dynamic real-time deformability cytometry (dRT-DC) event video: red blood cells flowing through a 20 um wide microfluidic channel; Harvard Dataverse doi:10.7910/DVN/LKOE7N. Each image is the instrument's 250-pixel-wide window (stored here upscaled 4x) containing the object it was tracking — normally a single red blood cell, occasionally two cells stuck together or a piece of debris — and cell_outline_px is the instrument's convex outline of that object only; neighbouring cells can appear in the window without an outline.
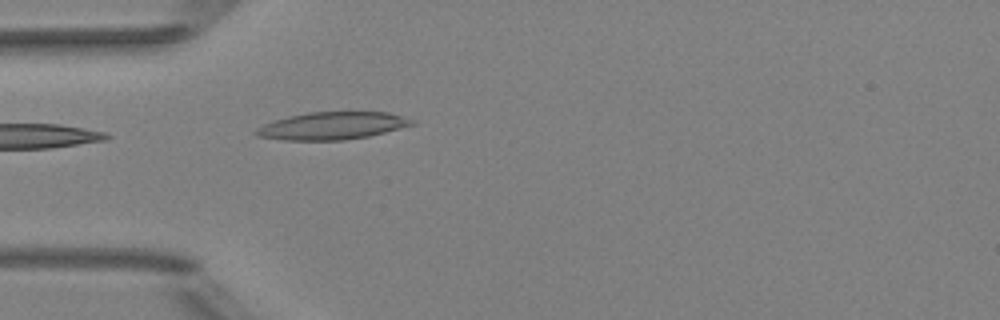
{"species": "Egyptian fruit bat (a non-hibernating species)", "species_latin": "Rousettus aegyptiacus", "temperature_condition": "room temperature", "stored_images_in_passage": 2, "camera_frame_rate_fps": 3000, "um_per_image_px": 0.085, "animal": {"sex": "female"}, "frame": {"image": 1, "passage_image": 2, "time_ms": 0.333, "image_size_px": [1000, 320], "cell_outline_px": [[416, 124], [368, 136], [344, 140], [284, 140], [256, 136], [252, 132], [256, 128], [264, 124], [288, 116], [308, 112], [388, 112], [416, 120]], "centroid_in_image_um": [28.23, 10.69], "position_along_channel_um": 56.8, "area_um2": 24.97}}